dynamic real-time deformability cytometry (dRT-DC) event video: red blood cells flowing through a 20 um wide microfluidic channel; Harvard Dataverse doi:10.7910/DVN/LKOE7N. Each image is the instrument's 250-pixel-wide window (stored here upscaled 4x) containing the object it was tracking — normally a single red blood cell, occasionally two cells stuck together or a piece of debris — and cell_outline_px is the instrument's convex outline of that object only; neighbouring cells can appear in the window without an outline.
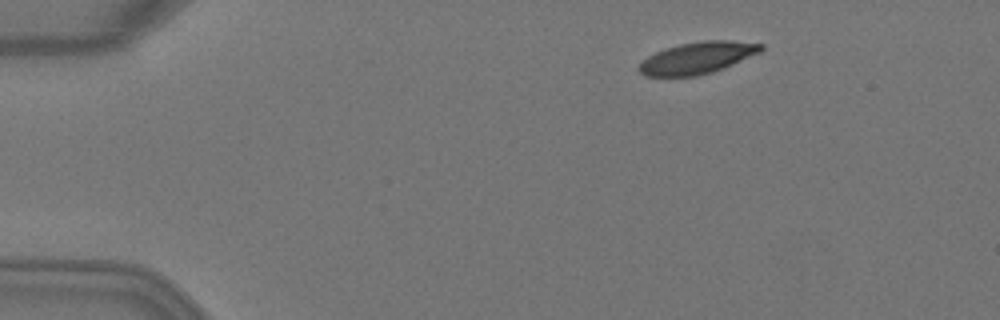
{"species": "Egyptian fruit bat (a non-hibernating species)", "species_latin": "Rousettus aegyptiacus", "temperature_condition": "warm", "stored_images_in_passage": 4, "camera_frame_rate_fps": 3000, "um_per_image_px": 0.085, "animal": {"sex": "female"}, "frame": {"image": 1, "passage_image": 2, "time_ms": 0.333, "image_size_px": [1000, 320], "cell_outline_px": [[764, 48], [760, 52], [724, 68], [712, 72], [696, 76], [644, 76], [636, 68], [648, 56], [664, 48], [680, 44], [704, 40], [728, 40], [764, 44]], "centroid_in_image_um": [59.27, 4.92], "position_along_channel_um": 25.7, "area_um2": 22.54}}